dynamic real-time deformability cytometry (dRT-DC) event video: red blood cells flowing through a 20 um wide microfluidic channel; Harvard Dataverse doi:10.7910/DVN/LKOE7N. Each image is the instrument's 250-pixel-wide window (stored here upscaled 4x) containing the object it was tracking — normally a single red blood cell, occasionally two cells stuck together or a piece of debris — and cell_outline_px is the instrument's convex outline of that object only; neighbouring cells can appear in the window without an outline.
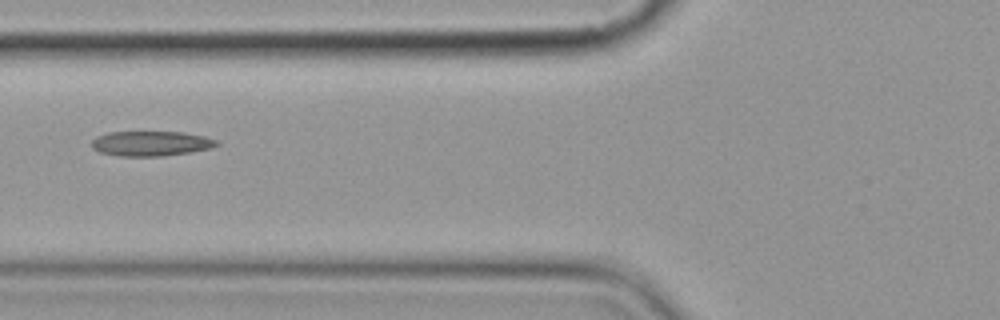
{"species": "common noctule bat (a hibernating species)", "species_latin": "Nyctalus noctula", "temperature_condition": "cold", "stored_images_in_passage": 3, "camera_frame_rate_fps": 3000, "um_per_image_px": 0.085, "animal": {"sex": "female", "body_mass_g": 19.9}, "frame": {"image": 1, "passage_image": 3, "time_ms": 2.0, "image_size_px": [1000, 320], "cell_outline_px": [[220, 144], [212, 148], [192, 152], [164, 156], [120, 156], [100, 152], [92, 148], [92, 140], [96, 136], [108, 132], [184, 132], [204, 136], [216, 140]], "centroid_in_image_um": [12.85, 12.2], "position_along_channel_um": 113.0, "area_um2": 18.26}}